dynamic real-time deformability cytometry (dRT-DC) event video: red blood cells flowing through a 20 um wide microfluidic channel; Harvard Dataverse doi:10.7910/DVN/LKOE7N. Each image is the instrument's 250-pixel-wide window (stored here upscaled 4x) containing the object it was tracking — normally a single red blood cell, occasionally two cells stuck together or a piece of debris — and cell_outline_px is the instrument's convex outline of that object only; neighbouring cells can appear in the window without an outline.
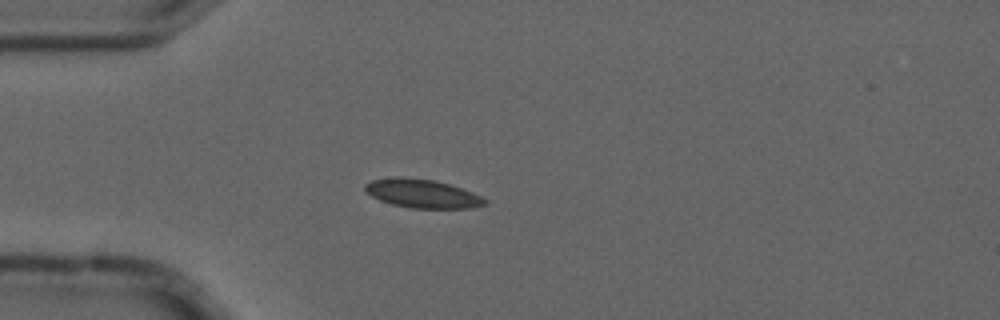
{"species": "common noctule bat (a hibernating species)", "species_latin": "Nyctalus noctula", "temperature_condition": "cold", "stored_images_in_passage": 4, "camera_frame_rate_fps": 3000, "um_per_image_px": 0.085, "animal": {"sex": "male", "forearm_length_mm": 52.5}, "frame": {"image": 1, "passage_image": 4, "time_ms": 1.0, "image_size_px": [1000, 320], "cell_outline_px": [[488, 204], [472, 208], [412, 208], [392, 204], [380, 200], [372, 196], [364, 188], [364, 184], [372, 180], [396, 176], [400, 176], [432, 180], [448, 184], [472, 192], [488, 200]], "centroid_in_image_um": [35.9, 16.45], "position_along_channel_um": 49.1, "area_um2": 19.88}}